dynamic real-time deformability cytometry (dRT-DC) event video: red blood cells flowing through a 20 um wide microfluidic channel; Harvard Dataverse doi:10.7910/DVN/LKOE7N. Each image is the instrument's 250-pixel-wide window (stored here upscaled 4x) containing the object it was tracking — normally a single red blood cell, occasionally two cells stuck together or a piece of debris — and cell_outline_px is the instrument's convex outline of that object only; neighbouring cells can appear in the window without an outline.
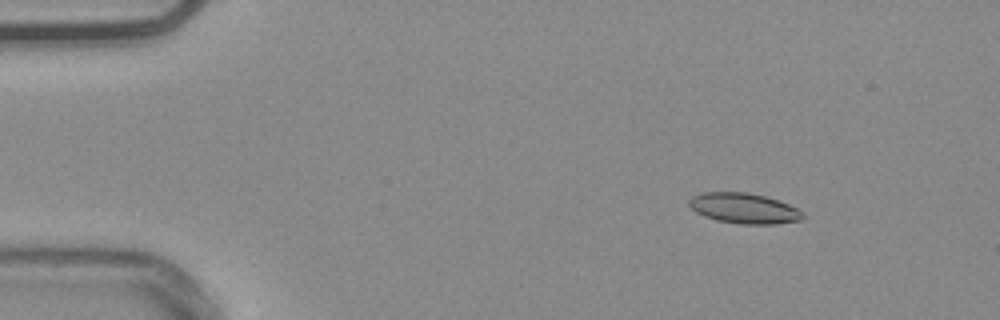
{"species": "common noctule bat (a hibernating species)", "species_latin": "Nyctalus noctula", "temperature_condition": "warm", "stored_images_in_passage": 42, "camera_frame_rate_fps": 3000, "um_per_image_px": 0.085, "animal": {"sex": "male", "body_mass_g": 20.4}, "frame": {"image": 1, "passage_image": 7, "time_ms": 2.0, "image_size_px": [1000, 320], "cell_outline_px": [[804, 216], [800, 220], [776, 224], [740, 224], [716, 220], [704, 216], [696, 212], [688, 204], [688, 200], [692, 196], [700, 192], [748, 192], [764, 196], [788, 204], [796, 208]], "centroid_in_image_um": [63.18, 17.7], "position_along_channel_um": 21.8, "area_um2": 20.06}}
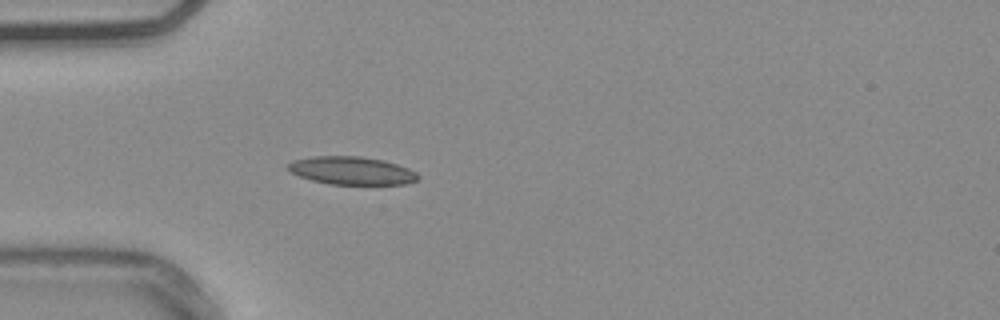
{"frame": {"image": 2, "passage_image": 16, "time_ms": 5.0, "image_size_px": [1000, 320], "cell_outline_px": [[420, 176], [416, 180], [408, 184], [328, 184], [312, 180], [300, 176], [292, 172], [288, 168], [288, 164], [292, 160], [312, 156], [360, 156], [384, 160], [408, 168], [416, 172]], "centroid_in_image_um": [29.9, 14.5], "position_along_channel_um": 55.1, "area_um2": 21.15}, "authors_computed_cell_mechanics": {"area_um2": 19.7676, "velocity_mm_per_s": 3.7619, "shape_relaxation_time_tau1_ms": null, "shape_relaxation_time_tau2_ms": 2.6024, "deformation_change_tau1": null, "deformation_change_tau2": 0.0956}}